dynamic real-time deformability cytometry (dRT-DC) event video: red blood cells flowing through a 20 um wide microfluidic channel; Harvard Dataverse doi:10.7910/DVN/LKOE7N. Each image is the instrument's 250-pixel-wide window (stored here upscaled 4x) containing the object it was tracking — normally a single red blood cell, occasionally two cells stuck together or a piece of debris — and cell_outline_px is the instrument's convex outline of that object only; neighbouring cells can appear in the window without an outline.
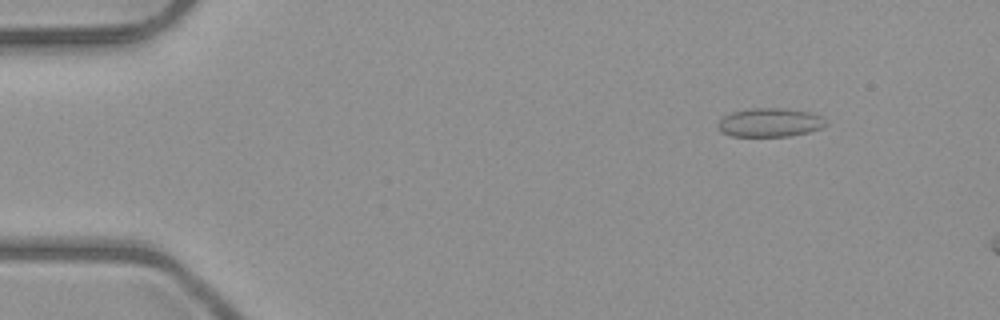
{"species": "common noctule bat (a hibernating species)", "species_latin": "Nyctalus noctula", "temperature_condition": "room temperature", "stored_images_in_passage": 4, "camera_frame_rate_fps": 3000, "um_per_image_px": 0.085, "animal": {"sex": "male", "body_mass_g": 23.1, "forearm_length_mm": 52.7}, "frame": {"image": 1, "passage_image": 2, "time_ms": 1.333, "image_size_px": [1000, 320], "cell_outline_px": [[828, 124], [820, 128], [808, 132], [788, 136], [732, 136], [720, 132], [716, 128], [716, 124], [724, 116], [732, 112], [748, 108], [784, 108], [808, 112], [820, 116]], "centroid_in_image_um": [65.38, 10.41], "position_along_channel_um": 19.6, "area_um2": 18.09}}